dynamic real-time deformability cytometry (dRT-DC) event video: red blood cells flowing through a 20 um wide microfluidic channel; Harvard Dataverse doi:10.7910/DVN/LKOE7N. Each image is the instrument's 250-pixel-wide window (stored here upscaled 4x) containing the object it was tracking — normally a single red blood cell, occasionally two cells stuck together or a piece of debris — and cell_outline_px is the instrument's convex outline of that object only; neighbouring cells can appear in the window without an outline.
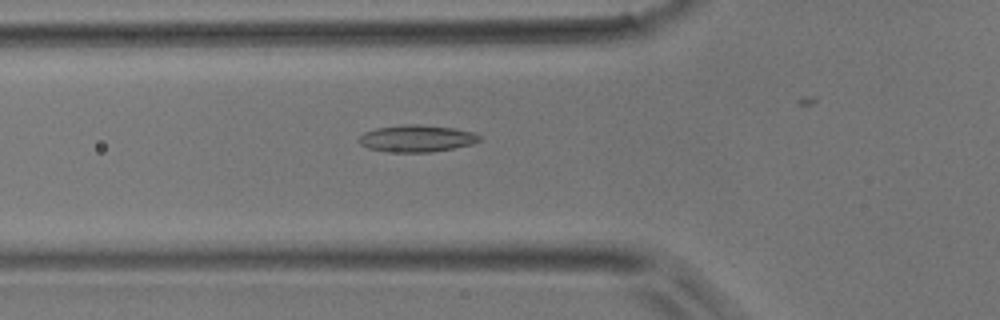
{"species": "common noctule bat (a hibernating species)", "species_latin": "Nyctalus noctula", "temperature_condition": "room temperature", "stored_images_in_passage": 37, "camera_frame_rate_fps": 3000, "um_per_image_px": 0.085, "animal": {"sex": "male", "body_mass_g": 17.9}, "frame": {"image": 1, "passage_image": 14, "time_ms": 4.333, "image_size_px": [1000, 320], "cell_outline_px": [[480, 140], [472, 144], [432, 152], [388, 152], [368, 148], [360, 144], [356, 140], [364, 132], [376, 128], [404, 124], [416, 124], [452, 128], [476, 132], [480, 136]], "centroid_in_image_um": [35.39, 11.77], "position_along_channel_um": 90.4, "area_um2": 18.96}}
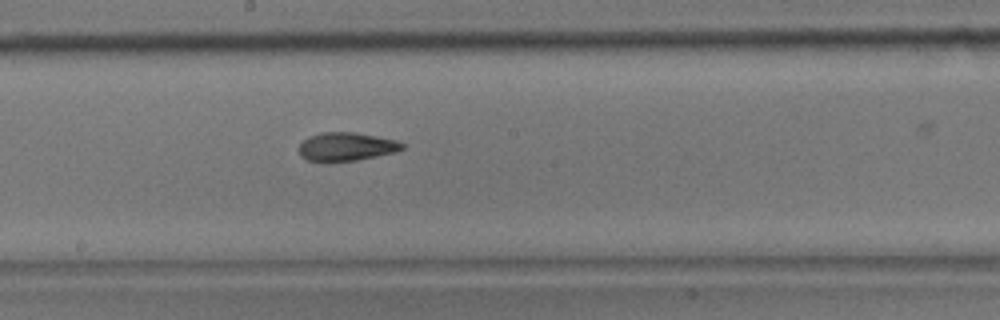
{"frame": {"image": 2, "passage_image": 23, "time_ms": 7.333, "image_size_px": [1000, 320], "cell_outline_px": [[404, 148], [396, 152], [356, 160], [308, 160], [300, 156], [300, 144], [308, 136], [324, 132], [352, 132], [396, 140], [404, 144]], "centroid_in_image_um": [29.45, 12.45], "position_along_channel_um": 218.7, "area_um2": 16.65}}
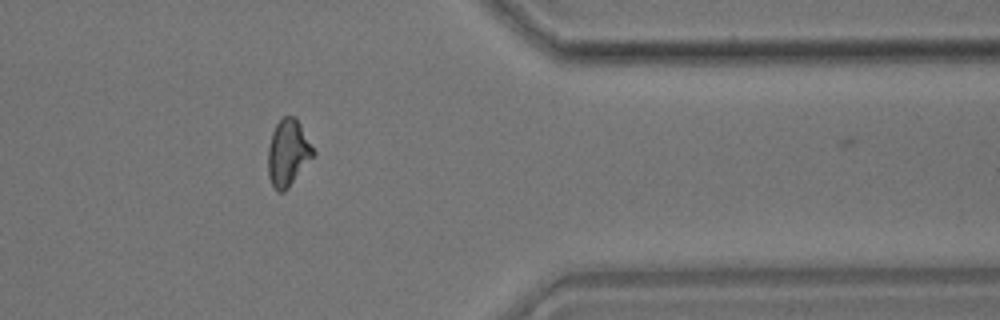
{"frame": {"image": 3, "passage_image": 36, "time_ms": 11.667, "image_size_px": [1000, 320], "cell_outline_px": [[316, 152], [288, 188], [284, 192], [276, 192], [268, 176], [268, 148], [272, 132], [276, 124], [284, 116], [296, 116]], "centroid_in_image_um": [24.47, 12.98], "position_along_channel_um": 386.9, "area_um2": 17.51}}